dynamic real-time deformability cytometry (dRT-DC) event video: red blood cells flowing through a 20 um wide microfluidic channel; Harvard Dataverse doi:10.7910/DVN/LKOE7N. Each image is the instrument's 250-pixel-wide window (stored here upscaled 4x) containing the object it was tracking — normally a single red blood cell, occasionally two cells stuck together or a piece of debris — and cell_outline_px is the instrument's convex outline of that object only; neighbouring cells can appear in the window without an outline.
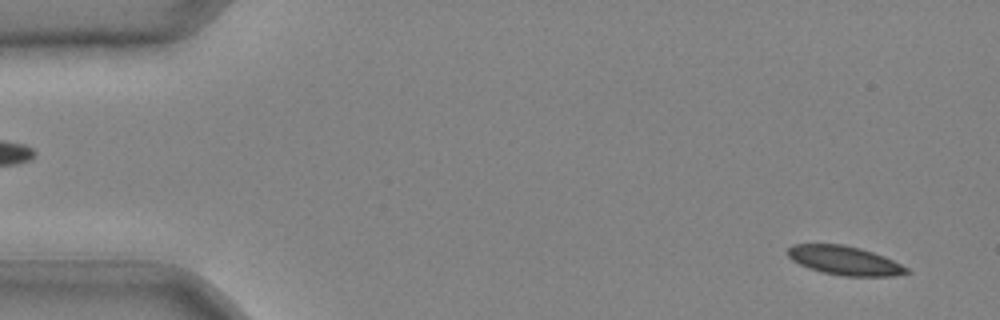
{"species": "common noctule bat (a hibernating species)", "species_latin": "Nyctalus noctula", "temperature_condition": "cold", "stored_images_in_passage": 42, "camera_frame_rate_fps": 3000, "um_per_image_px": 0.085, "animal": {"sex": "male", "body_mass_g": 20.4}, "frame": {"image": 1, "passage_image": 2, "time_ms": 0.333, "image_size_px": [1000, 320], "cell_outline_px": [[912, 272], [892, 276], [844, 276], [824, 272], [800, 264], [792, 260], [788, 256], [788, 248], [792, 244], [844, 244], [860, 248], [884, 256], [908, 268]], "centroid_in_image_um": [71.81, 22.13], "position_along_channel_um": 13.2, "area_um2": 19.83}}
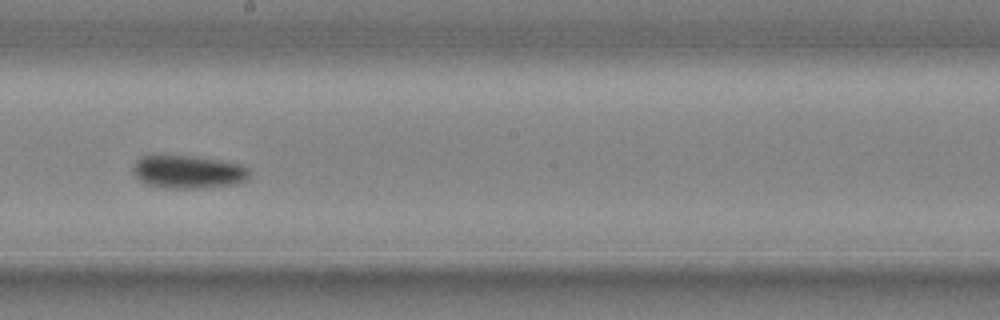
{"frame": {"image": 2, "passage_image": 24, "time_ms": 7.667, "image_size_px": [1000, 320], "cell_outline_px": [[248, 180], [236, 184], [200, 188], [164, 188], [148, 184], [140, 180], [136, 176], [132, 168], [136, 160], [140, 156], [192, 156], [220, 160], [240, 164], [248, 168]], "centroid_in_image_um": [16.0, 14.61], "position_along_channel_um": 232.2, "area_um2": 22.31}}
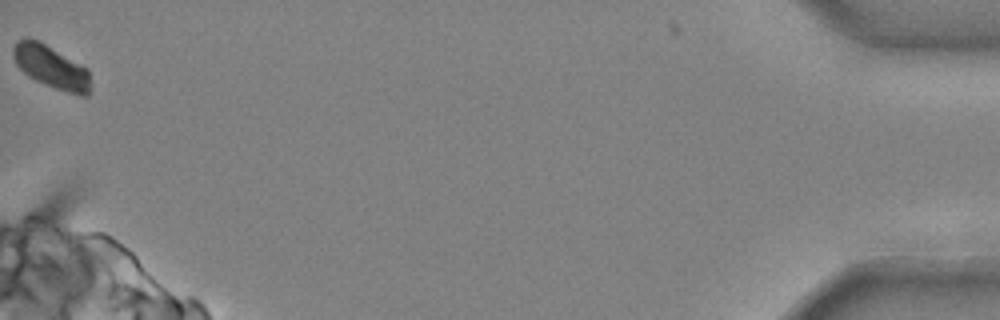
{"frame": {"image": 3, "passage_image": 42, "time_ms": 13.667, "image_size_px": [1000, 320], "cell_outline_px": [[88, 96], [80, 96], [44, 84], [28, 76], [16, 64], [12, 56], [12, 48], [16, 40], [24, 36], [28, 36], [40, 40], [88, 68]], "centroid_in_image_um": [4.28, 5.62], "position_along_channel_um": 430.9, "area_um2": 19.48}}